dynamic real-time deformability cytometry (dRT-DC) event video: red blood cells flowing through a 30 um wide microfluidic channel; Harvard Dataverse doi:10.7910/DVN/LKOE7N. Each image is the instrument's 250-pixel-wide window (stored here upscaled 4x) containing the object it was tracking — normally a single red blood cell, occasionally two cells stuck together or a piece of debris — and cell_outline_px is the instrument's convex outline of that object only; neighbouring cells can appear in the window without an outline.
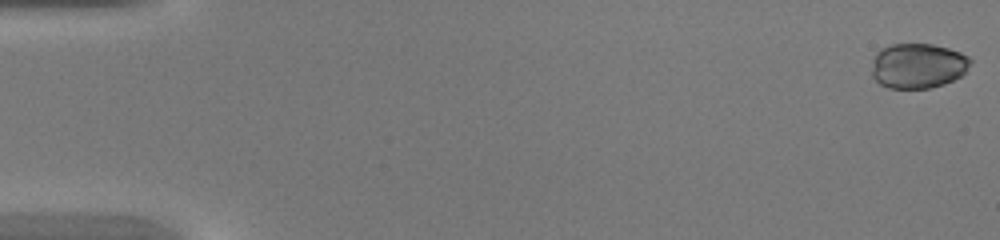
{"species": "common noctule bat (a hibernating species)", "species_latin": "Nyctalus noctula", "temperature_condition": "warm", "stored_images_in_passage": 45, "camera_frame_rate_fps": 3000, "um_per_image_px": 0.085, "animal": {"sex": "female", "body_mass_g": 20.0, "forearm_length_mm": 54.0}, "frame": {"image": 1, "passage_image": 1, "time_ms": 0.0, "image_size_px": [1000, 240], "cell_outline_px": [[972, 60], [964, 72], [960, 76], [944, 84], [928, 88], [888, 88], [880, 84], [872, 76], [872, 60], [876, 52], [880, 48], [892, 44], [932, 44], [948, 48], [960, 52], [968, 56]], "centroid_in_image_um": [77.99, 5.58], "position_along_channel_um": 7.0, "area_um2": 25.95}}
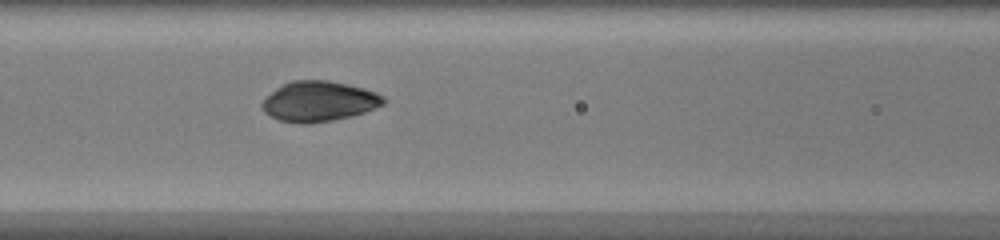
{"frame": {"image": 2, "passage_image": 20, "time_ms": 6.333, "image_size_px": [1000, 240], "cell_outline_px": [[388, 100], [384, 104], [376, 108], [352, 116], [332, 120], [308, 124], [300, 124], [280, 120], [264, 112], [260, 104], [276, 88], [292, 80], [328, 80], [348, 84], [364, 88], [376, 92], [384, 96]], "centroid_in_image_um": [27.15, 8.61], "position_along_channel_um": 139.5, "area_um2": 28.55}}
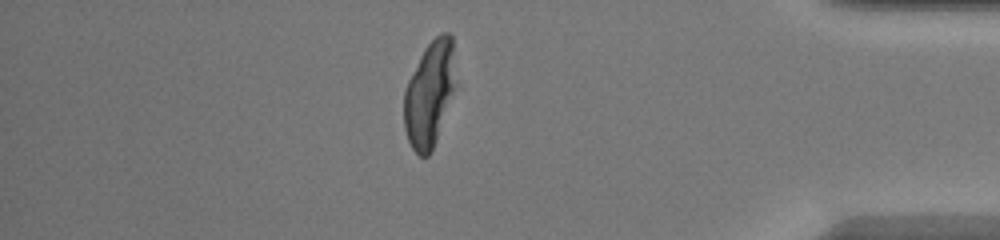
{"frame": {"image": 3, "passage_image": 39, "time_ms": 12.667, "image_size_px": [1000, 240], "cell_outline_px": [[452, 92], [436, 140], [428, 156], [420, 156], [412, 148], [408, 140], [404, 128], [404, 92], [408, 80], [424, 48], [440, 32], [448, 32], [452, 36]], "centroid_in_image_um": [36.44, 7.99], "position_along_channel_um": 398.8, "area_um2": 30.46}}